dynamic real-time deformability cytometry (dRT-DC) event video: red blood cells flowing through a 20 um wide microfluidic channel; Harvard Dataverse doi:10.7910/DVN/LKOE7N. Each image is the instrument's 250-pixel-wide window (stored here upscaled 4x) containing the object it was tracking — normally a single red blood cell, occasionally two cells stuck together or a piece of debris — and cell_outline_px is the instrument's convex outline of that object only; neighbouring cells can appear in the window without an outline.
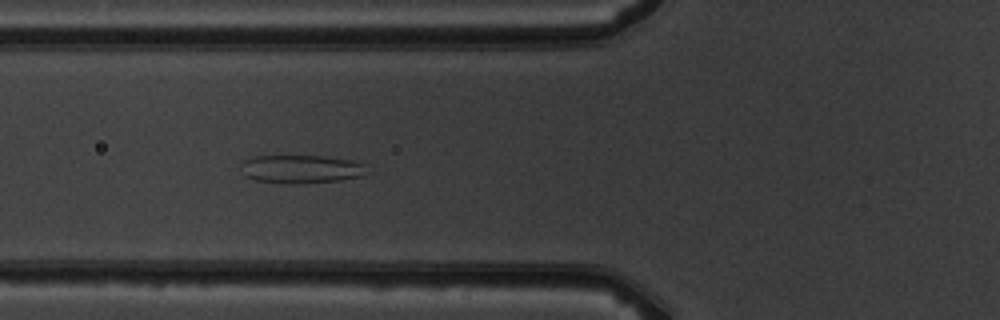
{"species": "common noctule bat (a hibernating species)", "species_latin": "Nyctalus noctula", "temperature_condition": "warm", "stored_images_in_passage": 7, "camera_frame_rate_fps": 3000, "um_per_image_px": 0.085, "animal": {"sex": "male", "body_mass_g": 19.5, "forearm_length_mm": 54.6}, "frame": {"image": 1, "passage_image": 6, "time_ms": 5.667, "image_size_px": [1000, 320], "cell_outline_px": [[364, 164], [360, 176], [340, 180], [296, 184], [292, 184], [256, 180], [244, 176], [240, 168], [240, 164], [244, 160], [252, 156], [324, 156], [352, 160]], "centroid_in_image_um": [25.48, 14.36], "position_along_channel_um": 100.3, "area_um2": 20.58}}
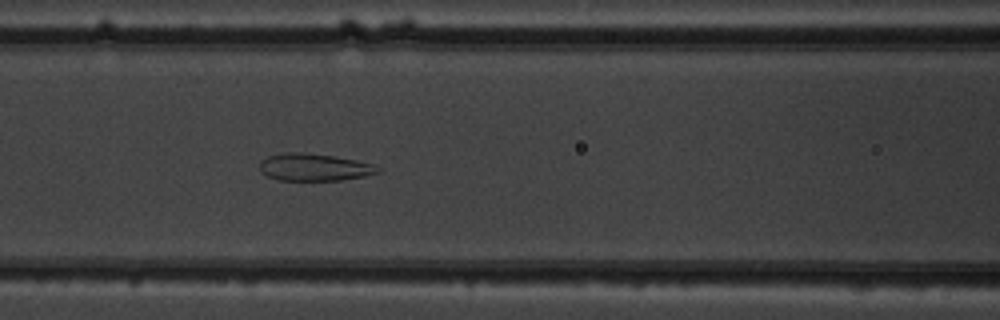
{"frame": {"image": 2, "passage_image": 7, "time_ms": 6.667, "image_size_px": [1000, 320], "cell_outline_px": [[380, 172], [364, 176], [340, 180], [280, 180], [268, 176], [260, 172], [260, 160], [268, 156], [284, 152], [300, 152], [332, 156], [356, 160], [372, 164], [380, 168]], "centroid_in_image_um": [26.68, 14.21], "position_along_channel_um": 139.9, "area_um2": 18.67}}